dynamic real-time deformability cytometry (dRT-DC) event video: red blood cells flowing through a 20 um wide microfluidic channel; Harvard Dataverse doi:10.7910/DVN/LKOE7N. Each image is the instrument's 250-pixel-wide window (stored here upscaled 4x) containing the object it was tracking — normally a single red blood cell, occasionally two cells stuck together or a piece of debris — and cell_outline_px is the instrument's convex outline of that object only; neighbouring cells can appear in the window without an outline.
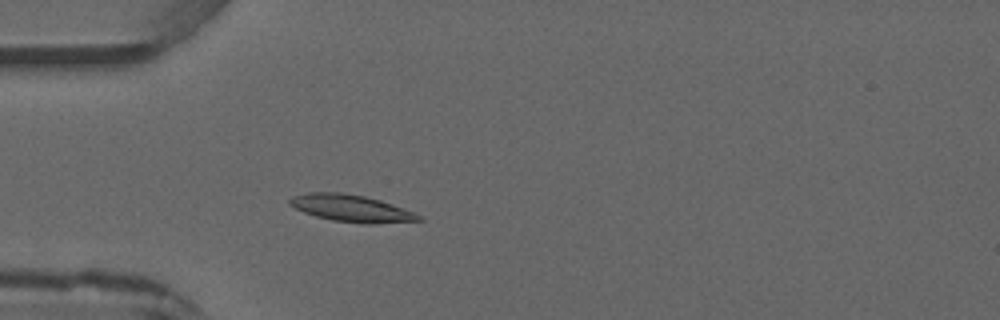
{"species": "common noctule bat (a hibernating species)", "species_latin": "Nyctalus noctula", "temperature_condition": "warm", "stored_images_in_passage": 3, "camera_frame_rate_fps": 3000, "um_per_image_px": 0.085, "animal": {"sex": "male", "forearm_length_mm": 52.5}, "frame": {"image": 1, "passage_image": 3, "time_ms": 5.333, "image_size_px": [1000, 320], "cell_outline_px": [[424, 220], [376, 224], [364, 224], [332, 220], [316, 216], [304, 212], [288, 204], [288, 200], [296, 196], [308, 192], [340, 192], [364, 196], [380, 200], [392, 204], [412, 212], [420, 216]], "centroid_in_image_um": [29.86, 17.71], "position_along_channel_um": 55.1, "area_um2": 20.11}}